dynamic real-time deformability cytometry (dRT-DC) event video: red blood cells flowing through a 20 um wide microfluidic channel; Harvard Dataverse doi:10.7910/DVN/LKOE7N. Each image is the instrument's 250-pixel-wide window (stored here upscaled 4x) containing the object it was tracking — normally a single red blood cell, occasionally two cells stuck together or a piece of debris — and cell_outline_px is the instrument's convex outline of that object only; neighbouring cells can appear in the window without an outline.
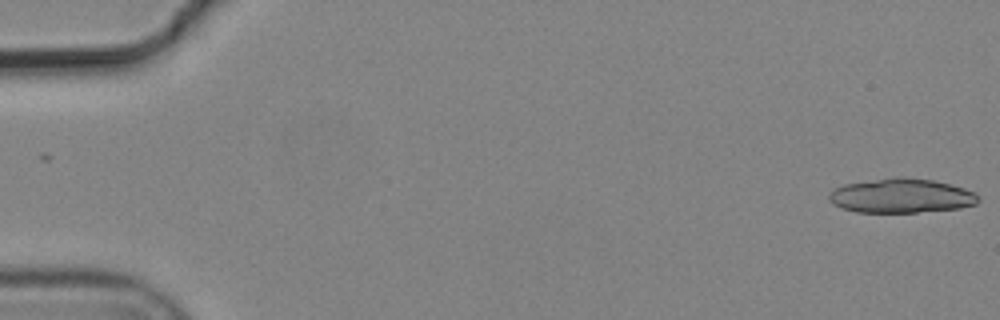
{"species": "common noctule bat (a hibernating species)", "species_latin": "Nyctalus noctula", "temperature_condition": "cold", "stored_images_in_passage": 4, "camera_frame_rate_fps": 3000, "um_per_image_px": 0.085, "animal": {"sex": "male", "body_mass_g": 19.2, "forearm_length_mm": 51.8}, "frame": {"image": 1, "passage_image": 4, "time_ms": 1.0, "image_size_px": [1000, 320], "cell_outline_px": [[980, 200], [976, 204], [960, 208], [916, 212], [856, 212], [840, 208], [832, 204], [828, 200], [828, 196], [832, 188], [844, 184], [896, 176], [904, 176], [932, 180], [964, 188], [972, 192]], "centroid_in_image_um": [76.54, 16.64], "position_along_channel_um": 8.5, "area_um2": 30.0}}